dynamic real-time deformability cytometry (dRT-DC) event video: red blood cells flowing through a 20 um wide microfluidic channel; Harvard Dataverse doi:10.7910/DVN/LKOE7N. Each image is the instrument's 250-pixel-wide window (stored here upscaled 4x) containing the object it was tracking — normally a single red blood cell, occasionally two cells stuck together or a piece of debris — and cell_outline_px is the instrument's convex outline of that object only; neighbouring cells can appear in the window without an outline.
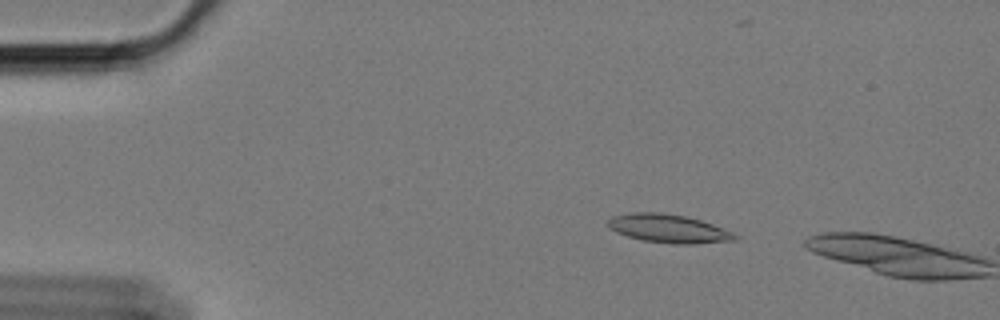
{"species": "Egyptian fruit bat (a non-hibernating species)", "species_latin": "Rousettus aegyptiacus", "temperature_condition": "cold", "stored_images_in_passage": 9, "camera_frame_rate_fps": 3000, "um_per_image_px": 0.085, "animal": {"sex": "female"}, "frame": {"image": 1, "passage_image": 7, "time_ms": 2.0, "image_size_px": [1000, 320], "cell_outline_px": [[740, 236], [736, 240], [692, 244], [672, 244], [644, 240], [628, 236], [616, 232], [608, 228], [608, 220], [612, 216], [632, 212], [660, 212], [684, 216], [700, 220], [712, 224], [732, 232]], "centroid_in_image_um": [56.82, 19.43], "position_along_channel_um": 28.2, "area_um2": 20.98}}